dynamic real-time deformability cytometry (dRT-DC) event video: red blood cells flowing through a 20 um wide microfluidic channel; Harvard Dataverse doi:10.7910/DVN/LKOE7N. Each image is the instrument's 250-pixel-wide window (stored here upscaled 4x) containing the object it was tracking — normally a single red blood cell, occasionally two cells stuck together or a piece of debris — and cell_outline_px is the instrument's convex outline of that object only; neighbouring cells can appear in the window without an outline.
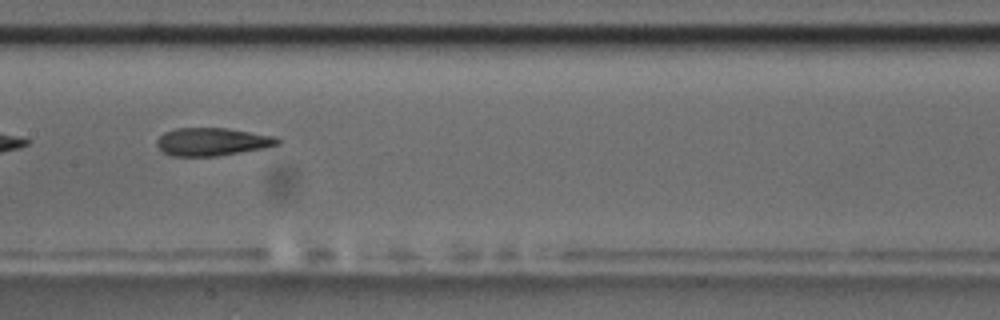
{"species": "common noctule bat (a hibernating species)", "species_latin": "Nyctalus noctula", "temperature_condition": "room temperature", "stored_images_in_passage": 5, "camera_frame_rate_fps": 3000, "um_per_image_px": 0.085, "animal": {"sex": "male", "body_mass_g": 17.5, "forearm_length_mm": 52.3}, "frame": {"image": 1, "passage_image": 4, "time_ms": 3.667, "image_size_px": [1000, 320], "cell_outline_px": [[280, 144], [264, 148], [216, 156], [172, 156], [164, 152], [156, 144], [156, 140], [164, 132], [176, 128], [228, 128], [276, 136], [280, 140]], "centroid_in_image_um": [18.05, 12.04], "position_along_channel_um": 189.4, "area_um2": 19.65}}